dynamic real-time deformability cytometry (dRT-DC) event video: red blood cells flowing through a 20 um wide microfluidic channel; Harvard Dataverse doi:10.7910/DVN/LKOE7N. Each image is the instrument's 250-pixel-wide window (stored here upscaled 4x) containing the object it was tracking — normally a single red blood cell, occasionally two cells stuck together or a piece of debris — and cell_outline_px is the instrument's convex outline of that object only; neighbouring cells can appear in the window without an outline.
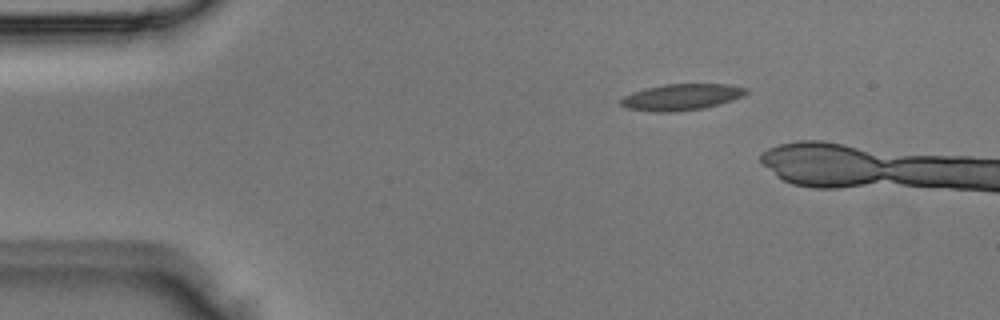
{"species": "Egyptian fruit bat (a non-hibernating species)", "species_latin": "Rousettus aegyptiacus", "temperature_condition": "room temperature", "stored_images_in_passage": 2, "camera_frame_rate_fps": 3000, "um_per_image_px": 0.085, "animal": {"sex": "male"}, "frame": {"image": 1, "passage_image": 2, "time_ms": 0.333, "image_size_px": [1000, 320], "cell_outline_px": [[748, 92], [744, 96], [720, 104], [704, 108], [672, 112], [656, 112], [628, 108], [620, 104], [620, 100], [624, 96], [632, 92], [644, 88], [664, 84], [728, 84], [748, 88]], "centroid_in_image_um": [57.94, 8.24], "position_along_channel_um": 27.1, "area_um2": 19.31}}